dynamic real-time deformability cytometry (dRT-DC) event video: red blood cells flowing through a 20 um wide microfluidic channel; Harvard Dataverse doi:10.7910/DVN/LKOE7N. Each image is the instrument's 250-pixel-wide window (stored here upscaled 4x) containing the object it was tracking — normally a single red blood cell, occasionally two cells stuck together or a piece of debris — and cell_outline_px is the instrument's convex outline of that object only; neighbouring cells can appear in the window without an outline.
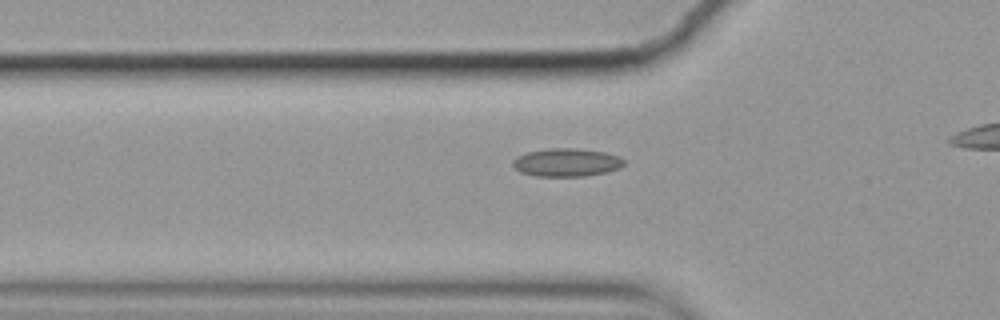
{"species": "common noctule bat (a hibernating species)", "species_latin": "Nyctalus noctula", "temperature_condition": "cold", "stored_images_in_passage": 31, "camera_frame_rate_fps": 3000, "um_per_image_px": 0.085, "animal": {"sex": "female", "body_mass_g": 19.9}, "frame": {"image": 1, "passage_image": 3, "time_ms": 0.667, "image_size_px": [1000, 320], "cell_outline_px": [[624, 164], [620, 168], [608, 172], [584, 176], [536, 176], [520, 172], [512, 164], [512, 160], [516, 156], [528, 152], [548, 148], [576, 148], [604, 152], [620, 156], [624, 160]], "centroid_in_image_um": [48.16, 13.8], "position_along_channel_um": 77.6, "area_um2": 18.32}}
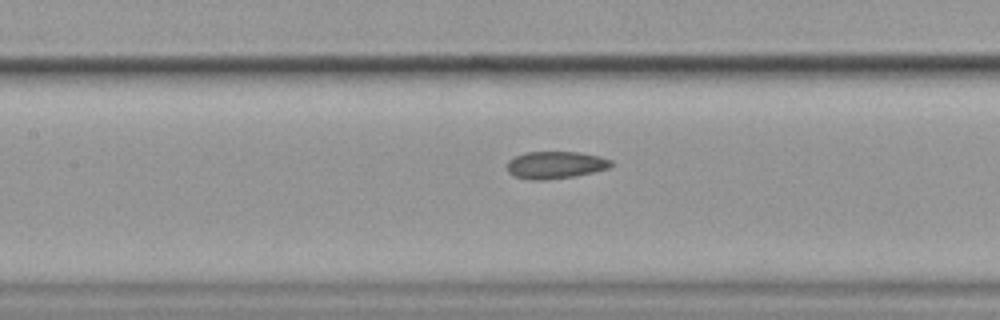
{"frame": {"image": 2, "passage_image": 10, "time_ms": 3.0, "image_size_px": [1000, 320], "cell_outline_px": [[612, 164], [608, 168], [576, 176], [544, 180], [532, 180], [516, 176], [508, 172], [508, 160], [524, 152], [580, 152], [600, 156], [612, 160]], "centroid_in_image_um": [47.22, 14.01], "position_along_channel_um": 160.2, "area_um2": 16.47}}
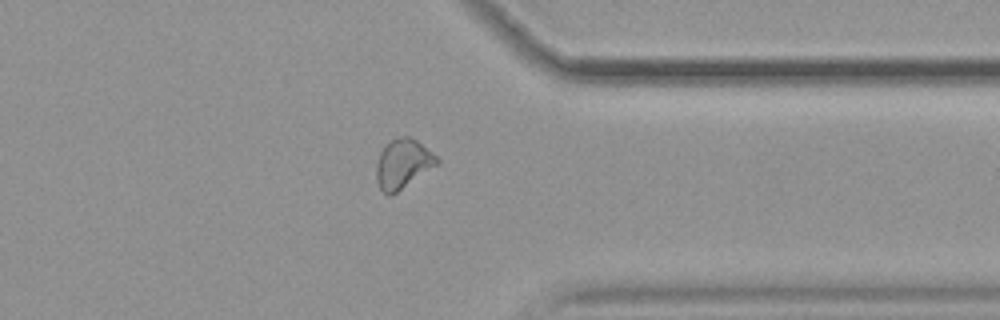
{"frame": {"image": 3, "passage_image": 29, "time_ms": 9.333, "image_size_px": [1000, 320], "cell_outline_px": [[440, 160], [436, 164], [396, 192], [388, 196], [380, 188], [376, 180], [376, 164], [380, 152], [396, 136], [412, 136], [432, 152]], "centroid_in_image_um": [34.22, 13.89], "position_along_channel_um": 377.2, "area_um2": 16.99}}